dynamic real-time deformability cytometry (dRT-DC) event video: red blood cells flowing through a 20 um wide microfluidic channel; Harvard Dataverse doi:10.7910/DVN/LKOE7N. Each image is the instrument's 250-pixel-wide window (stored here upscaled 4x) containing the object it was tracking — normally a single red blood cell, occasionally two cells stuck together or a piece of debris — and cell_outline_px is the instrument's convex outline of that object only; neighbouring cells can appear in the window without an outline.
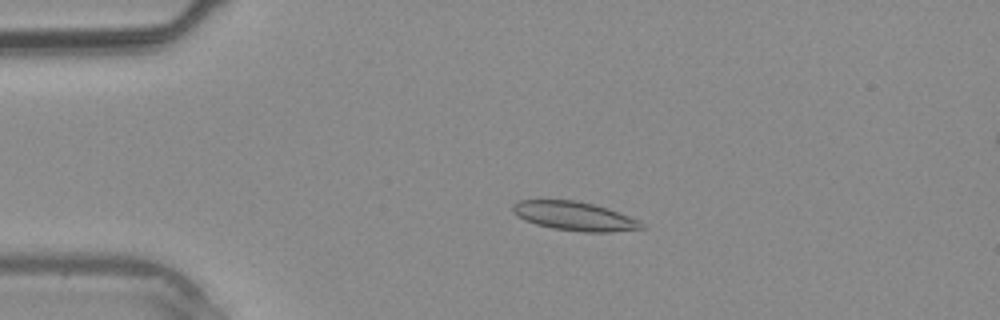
{"species": "common noctule bat (a hibernating species)", "species_latin": "Nyctalus noctula", "temperature_condition": "warm", "stored_images_in_passage": 39, "camera_frame_rate_fps": 3000, "um_per_image_px": 0.085, "animal": {"sex": "male", "body_mass_g": 20.4}, "frame": {"image": 1, "passage_image": 8, "time_ms": 2.333, "image_size_px": [1000, 320], "cell_outline_px": [[648, 228], [612, 232], [584, 232], [552, 228], [536, 224], [524, 220], [516, 216], [512, 212], [512, 204], [520, 200], [576, 200], [608, 208], [640, 220]], "centroid_in_image_um": [48.85, 18.37], "position_along_channel_um": 36.2, "area_um2": 21.91}}
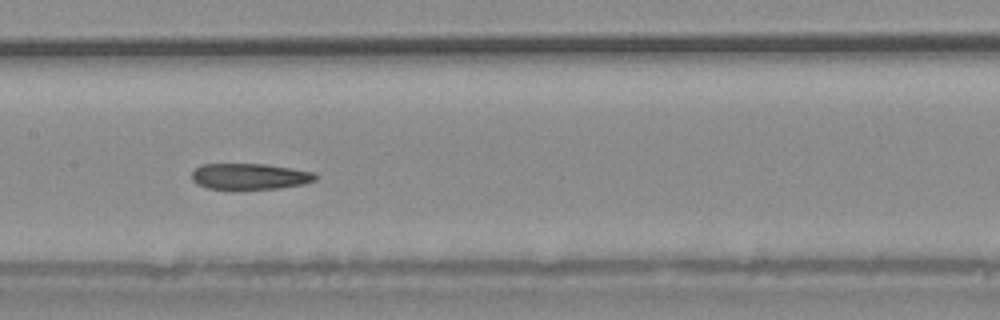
{"frame": {"image": 2, "passage_image": 19, "time_ms": 6.0, "image_size_px": [1000, 320], "cell_outline_px": [[320, 176], [316, 180], [304, 184], [280, 188], [208, 188], [196, 184], [192, 180], [192, 172], [200, 164], [264, 164], [312, 172]], "centroid_in_image_um": [21.23, 14.98], "position_along_channel_um": 186.2, "area_um2": 18.5}}
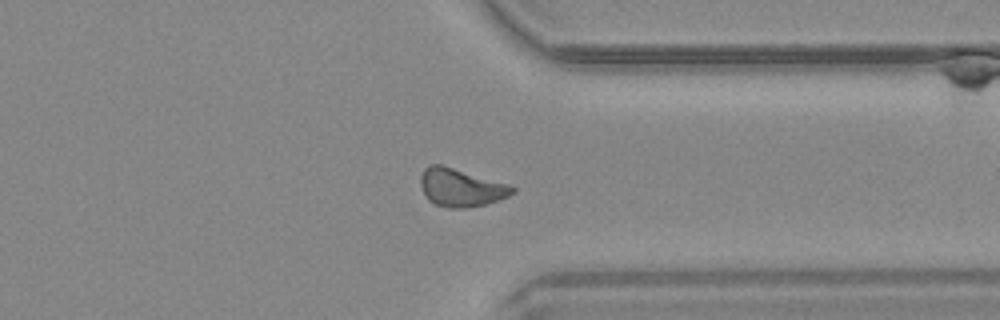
{"frame": {"image": 3, "passage_image": 30, "time_ms": 9.667, "image_size_px": [1000, 320], "cell_outline_px": [[516, 192], [508, 196], [484, 204], [468, 208], [448, 208], [436, 204], [428, 200], [424, 196], [420, 184], [420, 176], [424, 168], [428, 164], [440, 164], [508, 184], [516, 188]], "centroid_in_image_um": [39.13, 15.94], "position_along_channel_um": 372.3, "area_um2": 20.29}}